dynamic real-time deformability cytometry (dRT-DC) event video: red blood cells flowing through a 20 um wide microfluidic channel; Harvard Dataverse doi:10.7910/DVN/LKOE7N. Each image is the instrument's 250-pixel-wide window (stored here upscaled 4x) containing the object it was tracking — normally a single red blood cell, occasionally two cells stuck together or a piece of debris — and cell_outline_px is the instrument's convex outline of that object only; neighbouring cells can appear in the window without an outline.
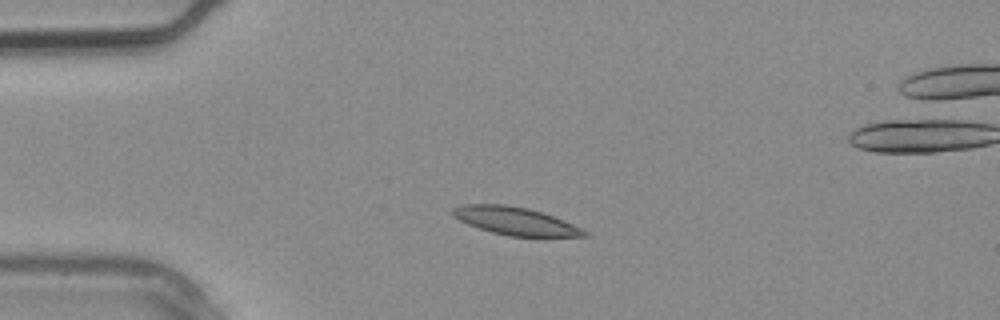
{"species": "common noctule bat (a hibernating species)", "species_latin": "Nyctalus noctula", "temperature_condition": "warm", "stored_images_in_passage": 2, "camera_frame_rate_fps": 3000, "um_per_image_px": 0.085, "animal": {"sex": "male", "body_mass_g": 20.4}, "frame": {"image": 1, "passage_image": 1, "time_ms": 0.0, "image_size_px": [1000, 320], "cell_outline_px": [[588, 236], [508, 236], [492, 232], [468, 224], [452, 216], [452, 208], [460, 204], [504, 204], [528, 208], [552, 216], [572, 224], [588, 232]], "centroid_in_image_um": [43.74, 18.77], "position_along_channel_um": 41.3, "area_um2": 21.04}}